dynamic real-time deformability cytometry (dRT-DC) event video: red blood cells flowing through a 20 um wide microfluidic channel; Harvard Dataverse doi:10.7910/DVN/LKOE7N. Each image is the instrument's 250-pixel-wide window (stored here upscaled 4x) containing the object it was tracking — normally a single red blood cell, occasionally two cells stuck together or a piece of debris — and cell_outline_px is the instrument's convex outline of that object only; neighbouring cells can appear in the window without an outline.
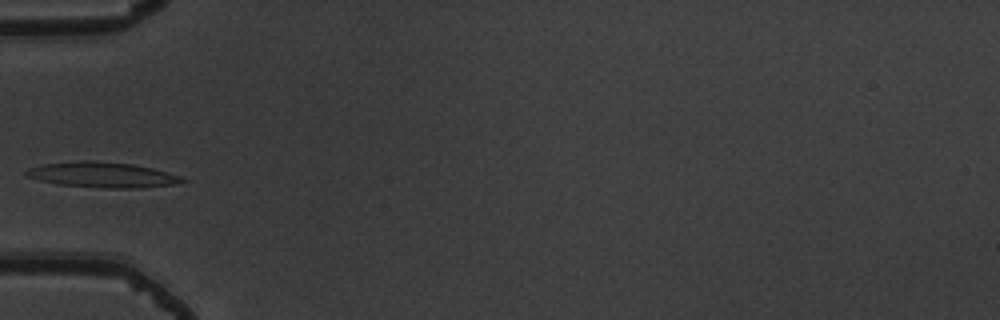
{"species": "common noctule bat (a hibernating species)", "species_latin": "Nyctalus noctula", "temperature_condition": "warm", "stored_images_in_passage": 4, "camera_frame_rate_fps": 3000, "um_per_image_px": 0.085, "animal": {"sex": "male", "body_mass_g": 19.5, "forearm_length_mm": 54.6}, "frame": {"image": 1, "passage_image": 4, "time_ms": 1.0, "image_size_px": [1000, 320], "cell_outline_px": [[188, 180], [172, 184], [140, 188], [108, 188], [60, 184], [40, 180], [24, 176], [24, 172], [28, 168], [44, 164], [80, 160], [88, 160], [132, 164], [152, 168], [168, 172], [180, 176]], "centroid_in_image_um": [8.68, 14.85], "position_along_channel_um": 76.3, "area_um2": 22.89}}